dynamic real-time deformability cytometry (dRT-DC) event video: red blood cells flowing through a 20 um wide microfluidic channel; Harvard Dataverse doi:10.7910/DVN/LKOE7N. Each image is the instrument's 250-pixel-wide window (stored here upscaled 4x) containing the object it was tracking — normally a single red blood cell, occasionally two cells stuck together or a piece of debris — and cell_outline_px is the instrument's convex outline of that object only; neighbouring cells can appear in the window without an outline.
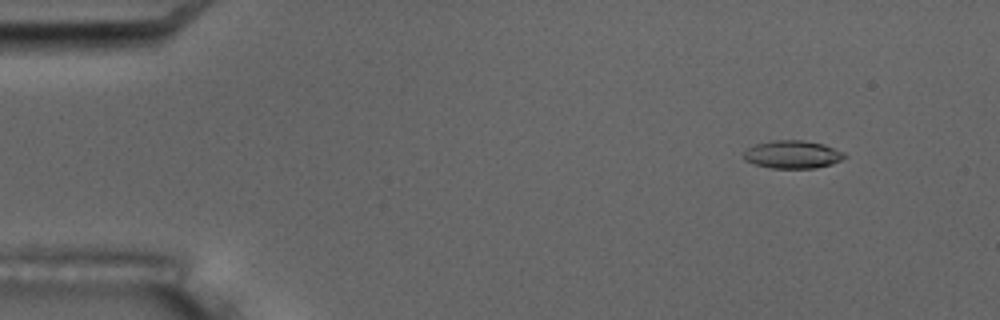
{"species": "common noctule bat (a hibernating species)", "species_latin": "Nyctalus noctula", "temperature_condition": "room temperature", "stored_images_in_passage": 2, "camera_frame_rate_fps": 3000, "um_per_image_px": 0.085, "animal": {"sex": "male", "body_mass_g": 17.5, "forearm_length_mm": 52.3}, "frame": {"image": 1, "passage_image": 1, "time_ms": 0.0, "image_size_px": [1000, 320], "cell_outline_px": [[848, 156], [832, 164], [816, 168], [772, 168], [756, 164], [744, 160], [744, 152], [748, 148], [756, 144], [772, 140], [804, 140], [824, 144], [844, 152]], "centroid_in_image_um": [67.4, 13.12], "position_along_channel_um": 17.6, "area_um2": 16.42}}